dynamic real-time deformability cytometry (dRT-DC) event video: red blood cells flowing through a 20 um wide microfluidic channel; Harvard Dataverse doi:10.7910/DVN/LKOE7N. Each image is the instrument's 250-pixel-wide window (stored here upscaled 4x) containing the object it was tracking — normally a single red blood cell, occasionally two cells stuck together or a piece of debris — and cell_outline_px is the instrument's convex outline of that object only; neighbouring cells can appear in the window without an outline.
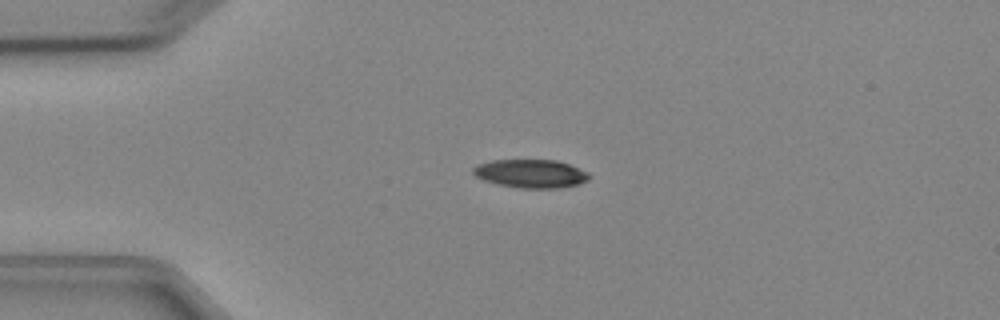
{"species": "Egyptian fruit bat (a non-hibernating species)", "species_latin": "Rousettus aegyptiacus", "temperature_condition": "cold", "stored_images_in_passage": 4, "camera_frame_rate_fps": 3000, "um_per_image_px": 0.085, "animal": {"sex": "female"}, "frame": {"image": 1, "passage_image": 1, "time_ms": 0.0, "image_size_px": [1000, 320], "cell_outline_px": [[588, 180], [580, 184], [560, 188], [520, 188], [500, 184], [484, 180], [476, 176], [472, 172], [472, 168], [476, 164], [492, 160], [556, 160], [568, 164], [588, 172]], "centroid_in_image_um": [45.1, 14.75], "position_along_channel_um": 39.9, "area_um2": 19.13}}